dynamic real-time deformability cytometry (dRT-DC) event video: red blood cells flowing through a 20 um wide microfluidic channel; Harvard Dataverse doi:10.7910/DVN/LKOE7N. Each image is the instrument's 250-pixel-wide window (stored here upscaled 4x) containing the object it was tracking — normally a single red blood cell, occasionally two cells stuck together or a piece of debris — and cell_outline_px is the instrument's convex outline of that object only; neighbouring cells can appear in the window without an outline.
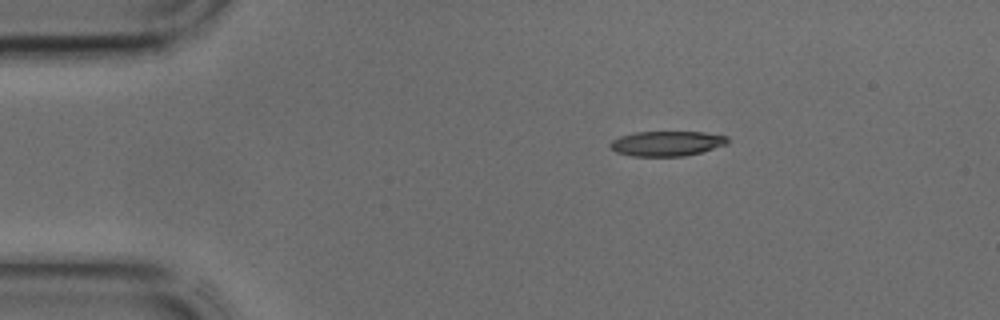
{"species": "common noctule bat (a hibernating species)", "species_latin": "Nyctalus noctula", "temperature_condition": "cold", "stored_images_in_passage": 37, "camera_frame_rate_fps": 3000, "um_per_image_px": 0.085, "animal": {"sex": "male", "body_mass_g": 17.9, "forearm_length_mm": 54.2}, "frame": {"image": 1, "passage_image": 1, "time_ms": 0.0, "image_size_px": [1000, 320], "cell_outline_px": [[728, 144], [700, 152], [684, 156], [632, 156], [616, 152], [608, 144], [612, 140], [620, 136], [636, 132], [704, 132], [728, 136]], "centroid_in_image_um": [56.68, 12.19], "position_along_channel_um": 28.3, "area_um2": 17.05}}
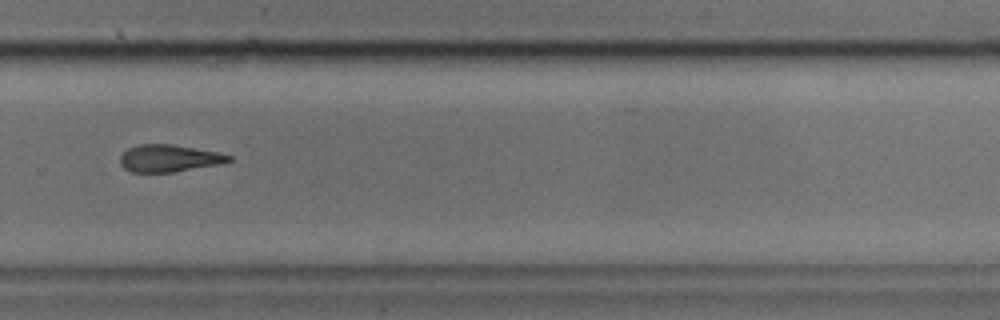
{"frame": {"image": 2, "passage_image": 23, "time_ms": 7.333, "image_size_px": [1000, 320], "cell_outline_px": [[232, 160], [220, 164], [172, 172], [132, 172], [124, 168], [120, 164], [120, 156], [128, 148], [140, 144], [172, 144], [216, 152], [232, 156]], "centroid_in_image_um": [14.34, 13.45], "position_along_channel_um": 315.5, "area_um2": 17.05}}
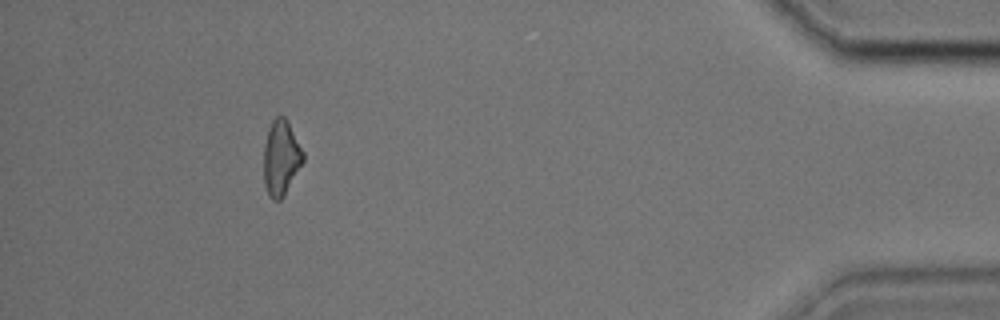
{"frame": {"image": 3, "passage_image": 33, "time_ms": 10.667, "image_size_px": [1000, 320], "cell_outline_px": [[304, 160], [284, 196], [280, 200], [272, 200], [268, 196], [264, 184], [264, 144], [268, 128], [272, 120], [276, 116], [284, 116], [288, 120], [304, 152]], "centroid_in_image_um": [23.88, 13.4], "position_along_channel_um": 411.3, "area_um2": 17.46}}